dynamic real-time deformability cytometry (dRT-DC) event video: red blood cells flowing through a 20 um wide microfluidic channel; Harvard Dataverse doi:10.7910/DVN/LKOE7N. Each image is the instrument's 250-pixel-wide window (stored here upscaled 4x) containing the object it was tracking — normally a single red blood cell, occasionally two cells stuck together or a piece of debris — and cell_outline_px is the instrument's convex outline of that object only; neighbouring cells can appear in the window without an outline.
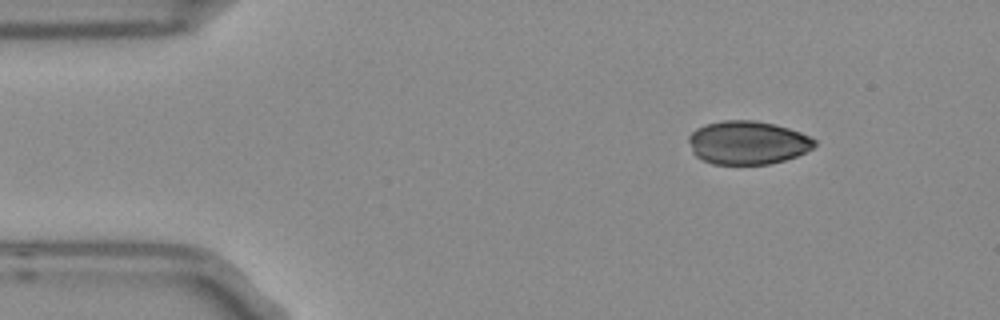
{"species": "Egyptian fruit bat (a non-hibernating species)", "species_latin": "Rousettus aegyptiacus", "temperature_condition": "room temperature", "stored_images_in_passage": 4, "camera_frame_rate_fps": 3000, "um_per_image_px": 0.085, "frame": {"image": 1, "passage_image": 1, "time_ms": 0.0, "image_size_px": [1000, 320], "cell_outline_px": [[816, 144], [812, 148], [796, 156], [784, 160], [768, 164], [712, 164], [696, 156], [692, 152], [688, 140], [688, 136], [696, 128], [704, 124], [724, 120], [756, 120], [776, 124], [812, 136], [816, 140]], "centroid_in_image_um": [63.54, 12.11], "position_along_channel_um": 21.5, "area_um2": 32.02}}
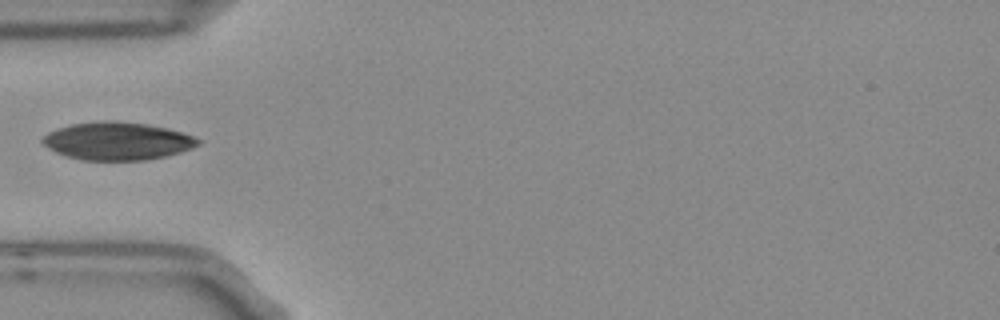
{"frame": {"image": 2, "passage_image": 4, "time_ms": 1.0, "image_size_px": [1000, 320], "cell_outline_px": [[200, 144], [192, 148], [180, 152], [164, 156], [144, 160], [80, 160], [56, 152], [48, 148], [40, 140], [48, 132], [56, 128], [72, 124], [104, 120], [116, 120], [148, 124], [168, 128], [192, 136], [200, 140]], "centroid_in_image_um": [9.95, 11.98], "position_along_channel_um": 75.0, "area_um2": 34.28}}